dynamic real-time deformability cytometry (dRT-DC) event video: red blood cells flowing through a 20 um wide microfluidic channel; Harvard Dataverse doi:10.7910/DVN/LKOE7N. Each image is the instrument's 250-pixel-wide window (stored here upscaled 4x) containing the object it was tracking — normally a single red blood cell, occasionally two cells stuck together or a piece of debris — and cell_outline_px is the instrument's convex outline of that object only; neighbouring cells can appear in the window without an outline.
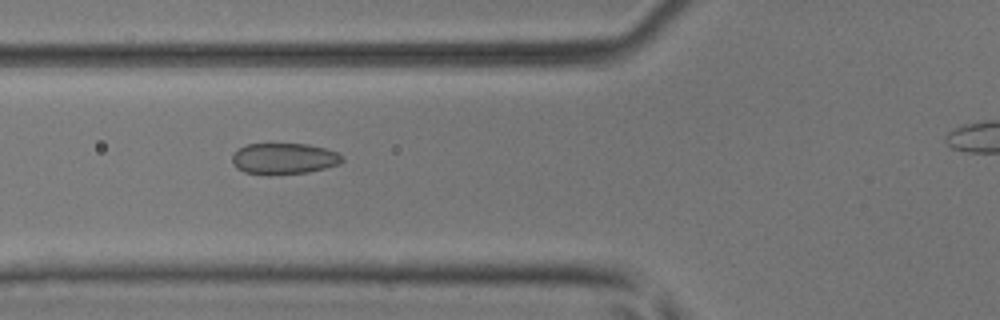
{"species": "common noctule bat (a hibernating species)", "species_latin": "Nyctalus noctula", "temperature_condition": "room temperature", "stored_images_in_passage": 6, "camera_frame_rate_fps": 3000, "um_per_image_px": 0.085, "animal": {"sex": "male", "body_mass_g": 17.9, "forearm_length_mm": 54.2}, "frame": {"image": 1, "passage_image": 3, "time_ms": 0.667, "image_size_px": [1000, 320], "cell_outline_px": [[344, 160], [340, 164], [308, 172], [244, 172], [236, 168], [232, 164], [232, 156], [240, 148], [248, 144], [308, 144], [340, 152], [344, 156]], "centroid_in_image_um": [24.2, 13.44], "position_along_channel_um": 101.6, "area_um2": 19.36}}
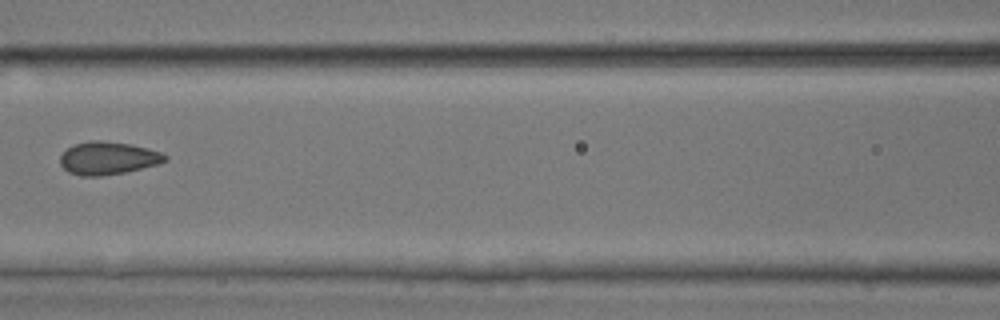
{"frame": {"image": 2, "passage_image": 4, "time_ms": 1.0, "image_size_px": [1000, 320], "cell_outline_px": [[168, 160], [160, 164], [124, 172], [100, 176], [80, 176], [68, 172], [60, 164], [60, 156], [68, 148], [76, 144], [92, 140], [100, 140], [132, 144], [148, 148], [160, 152], [168, 156]], "centroid_in_image_um": [9.2, 13.44], "position_along_channel_um": 157.4, "area_um2": 20.11}}
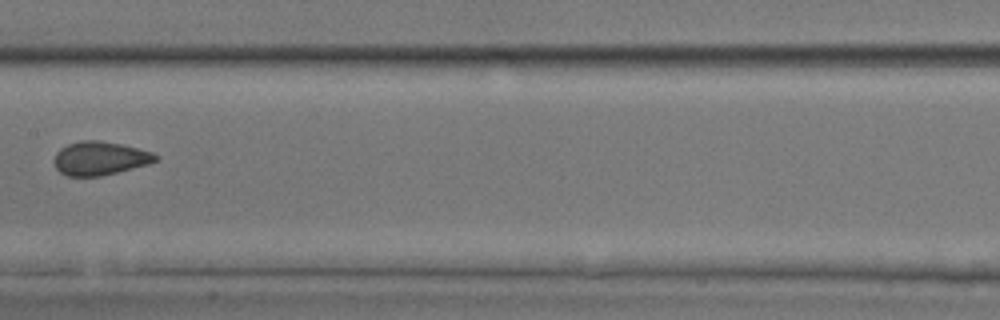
{"frame": {"image": 3, "passage_image": 5, "time_ms": 1.333, "image_size_px": [1000, 320], "cell_outline_px": [[160, 156], [156, 160], [148, 164], [100, 176], [68, 176], [60, 172], [56, 168], [56, 152], [60, 148], [68, 144], [84, 140], [100, 140], [120, 144], [152, 152]], "centroid_in_image_um": [8.5, 13.45], "position_along_channel_um": 198.9, "area_um2": 19.54}}